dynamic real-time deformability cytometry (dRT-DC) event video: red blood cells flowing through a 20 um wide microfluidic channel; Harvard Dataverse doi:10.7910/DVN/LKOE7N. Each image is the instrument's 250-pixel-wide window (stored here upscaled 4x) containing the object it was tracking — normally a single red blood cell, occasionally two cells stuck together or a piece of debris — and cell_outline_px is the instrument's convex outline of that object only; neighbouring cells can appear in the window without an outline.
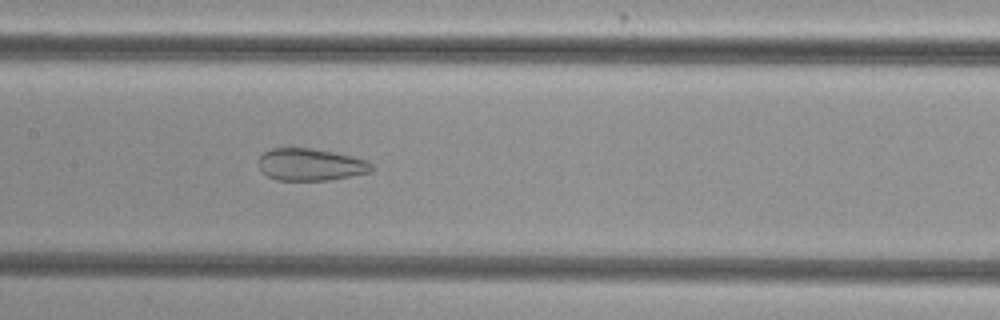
{"species": "common noctule bat (a hibernating species)", "species_latin": "Nyctalus noctula", "temperature_condition": "cold", "stored_images_in_passage": 52, "camera_frame_rate_fps": 3000, "um_per_image_px": 0.085, "animal": {"sex": "female", "body_mass_g": 29.2, "forearm_length_mm": 56.3}, "frame": {"image": 1, "passage_image": 25, "time_ms": 8.0, "image_size_px": [1000, 320], "cell_outline_px": [[372, 172], [328, 180], [276, 180], [260, 172], [260, 156], [264, 152], [272, 148], [308, 148], [332, 152], [352, 156], [368, 160], [372, 164]], "centroid_in_image_um": [26.4, 13.99], "position_along_channel_um": 181.0, "area_um2": 21.1}}
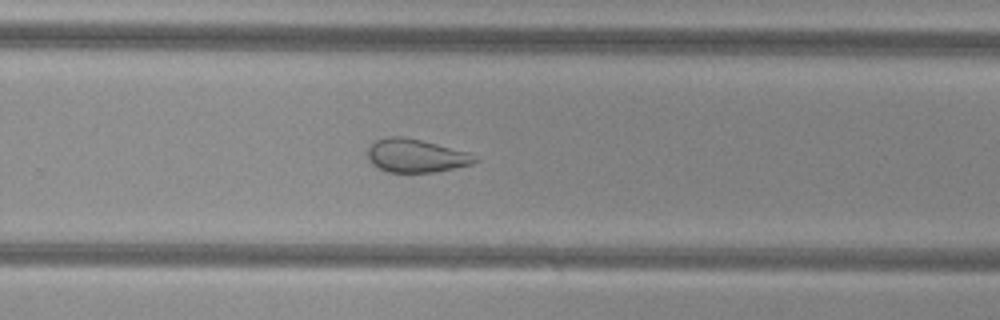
{"frame": {"image": 2, "passage_image": 34, "time_ms": 11.0, "image_size_px": [1000, 320], "cell_outline_px": [[480, 160], [472, 164], [436, 172], [388, 172], [372, 164], [368, 160], [368, 148], [376, 140], [388, 136], [404, 136], [472, 152]], "centroid_in_image_um": [35.4, 13.23], "position_along_channel_um": 294.4, "area_um2": 21.04}}
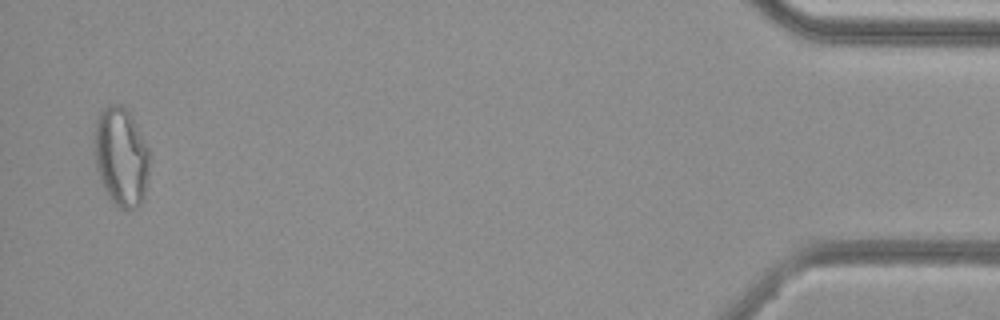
{"frame": {"image": 3, "passage_image": 51, "time_ms": 16.667, "image_size_px": [1000, 320], "cell_outline_px": [[148, 176], [144, 196], [140, 204], [136, 208], [128, 212], [120, 208], [108, 196], [96, 172], [96, 124], [100, 112], [104, 108], [112, 104], [120, 104], [128, 112], [148, 148]], "centroid_in_image_um": [10.3, 13.39], "position_along_channel_um": 424.9, "area_um2": 31.1}, "authors_computed_cell_mechanics": {"area_um2": 27.5706, "velocity_mm_per_s": 3.7883, "shape_relaxation_time_tau1_ms": null, "shape_relaxation_time_tau2_ms": 1.7676, "deformation_change_tau1": null, "deformation_change_tau2": 0.0907}}